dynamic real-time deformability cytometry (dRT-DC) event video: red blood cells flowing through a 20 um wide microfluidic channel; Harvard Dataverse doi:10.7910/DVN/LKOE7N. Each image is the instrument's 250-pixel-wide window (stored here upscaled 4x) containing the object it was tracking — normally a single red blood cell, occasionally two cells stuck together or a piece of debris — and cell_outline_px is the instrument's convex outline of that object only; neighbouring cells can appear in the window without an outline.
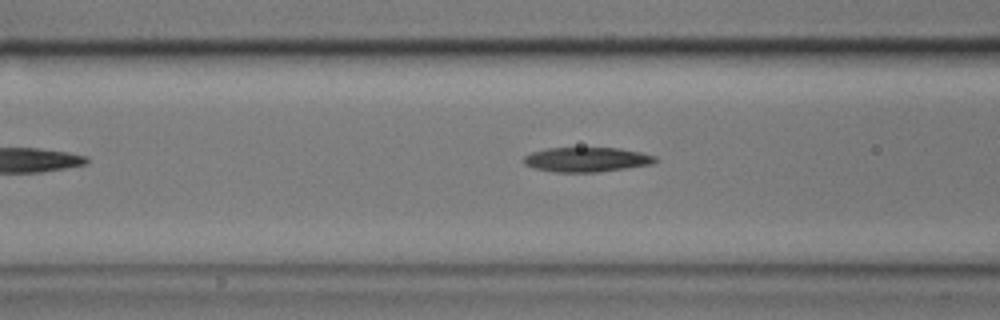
{"species": "common noctule bat (a hibernating species)", "species_latin": "Nyctalus noctula", "temperature_condition": "cold", "stored_images_in_passage": 8, "camera_frame_rate_fps": 3000, "um_per_image_px": 0.085, "animal": {"sex": "male", "body_mass_g": 17.9}, "frame": {"image": 1, "passage_image": 6, "time_ms": 1.667, "image_size_px": [1000, 320], "cell_outline_px": [[660, 160], [652, 164], [596, 172], [556, 172], [536, 168], [524, 164], [524, 156], [532, 152], [548, 148], [620, 148], [640, 152], [656, 156]], "centroid_in_image_um": [49.9, 13.55], "position_along_channel_um": 116.7, "area_um2": 18.73}}